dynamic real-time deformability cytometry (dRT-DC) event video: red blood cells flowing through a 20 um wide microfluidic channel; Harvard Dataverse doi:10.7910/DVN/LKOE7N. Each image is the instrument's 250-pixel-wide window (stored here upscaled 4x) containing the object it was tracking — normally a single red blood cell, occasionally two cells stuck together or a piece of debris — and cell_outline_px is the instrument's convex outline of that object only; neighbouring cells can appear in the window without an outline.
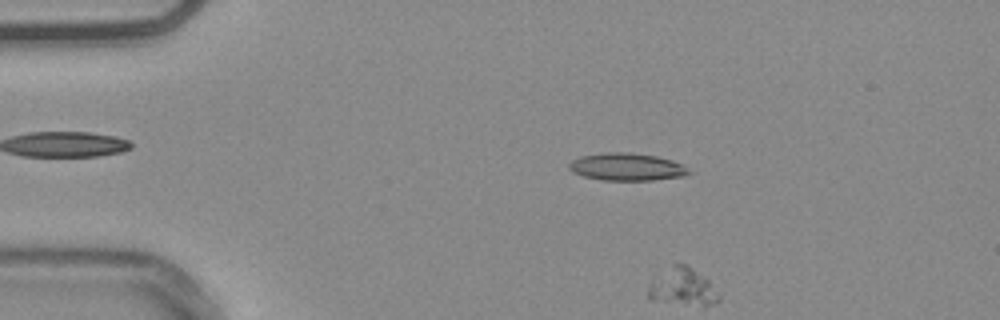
{"species": "common noctule bat (a hibernating species)", "species_latin": "Nyctalus noctula", "temperature_condition": "warm", "stored_images_in_passage": 6, "camera_frame_rate_fps": 3000, "um_per_image_px": 0.085, "animal": {"sex": "male", "body_mass_g": 20.4}, "frame": {"image": 1, "passage_image": 5, "time_ms": 1.333, "image_size_px": [1000, 320], "cell_outline_px": [[692, 172], [684, 176], [652, 180], [604, 180], [584, 176], [572, 172], [568, 168], [568, 164], [572, 160], [580, 156], [604, 152], [628, 152], [656, 156], [672, 160], [680, 164]], "centroid_in_image_um": [53.24, 14.18], "position_along_channel_um": 31.8, "area_um2": 19.13}}